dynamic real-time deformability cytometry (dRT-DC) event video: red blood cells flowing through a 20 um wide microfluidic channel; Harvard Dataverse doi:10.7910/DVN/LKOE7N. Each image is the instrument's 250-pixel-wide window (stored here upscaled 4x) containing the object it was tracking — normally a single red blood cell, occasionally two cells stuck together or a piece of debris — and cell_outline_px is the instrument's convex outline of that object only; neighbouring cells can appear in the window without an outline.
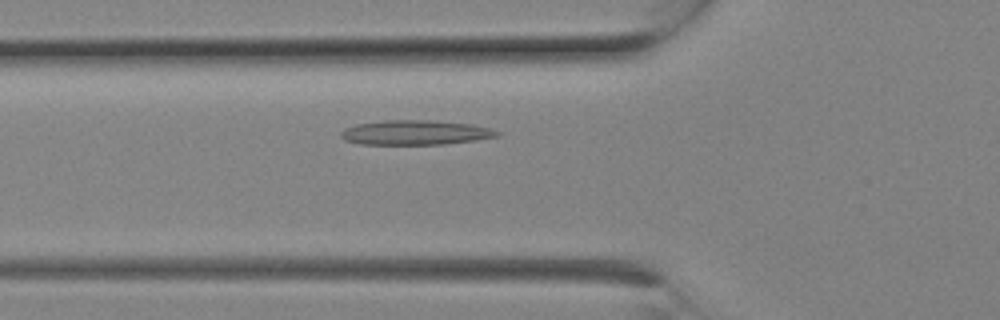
{"species": "Egyptian fruit bat (a non-hibernating species)", "species_latin": "Rousettus aegyptiacus", "temperature_condition": "room temperature", "stored_images_in_passage": 3, "camera_frame_rate_fps": 3000, "um_per_image_px": 0.085, "animal": {"sex": "female"}, "frame": {"image": 1, "passage_image": 3, "time_ms": 0.667, "image_size_px": [1000, 320], "cell_outline_px": [[500, 136], [444, 144], [360, 144], [344, 140], [340, 136], [340, 132], [344, 128], [356, 124], [384, 120], [432, 120], [472, 124], [488, 128], [500, 132]], "centroid_in_image_um": [35.26, 11.26], "position_along_channel_um": 90.5, "area_um2": 22.37}}